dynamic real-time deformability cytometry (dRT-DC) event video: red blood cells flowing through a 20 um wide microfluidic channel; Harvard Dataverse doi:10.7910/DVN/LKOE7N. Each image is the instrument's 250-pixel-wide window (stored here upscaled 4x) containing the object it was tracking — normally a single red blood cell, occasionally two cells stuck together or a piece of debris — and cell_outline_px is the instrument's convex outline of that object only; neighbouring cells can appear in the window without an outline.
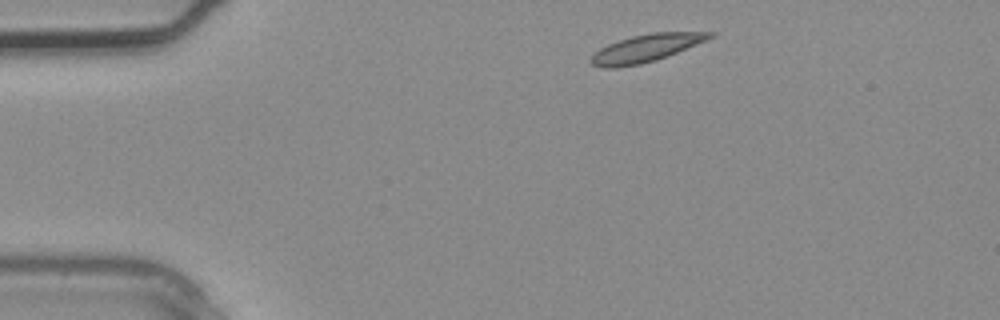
{"species": "common noctule bat (a hibernating species)", "species_latin": "Nyctalus noctula", "temperature_condition": "warm", "stored_images_in_passage": 2, "camera_frame_rate_fps": 3000, "um_per_image_px": 0.085, "animal": {"sex": "male", "body_mass_g": 20.4}, "frame": {"image": 1, "passage_image": 1, "time_ms": 0.0, "image_size_px": [1000, 320], "cell_outline_px": [[716, 32], [712, 36], [696, 44], [656, 60], [640, 64], [616, 68], [604, 68], [592, 64], [588, 60], [600, 48], [608, 44], [632, 36], [652, 32]], "centroid_in_image_um": [54.85, 4.1], "position_along_channel_um": 30.2, "area_um2": 18.67}}